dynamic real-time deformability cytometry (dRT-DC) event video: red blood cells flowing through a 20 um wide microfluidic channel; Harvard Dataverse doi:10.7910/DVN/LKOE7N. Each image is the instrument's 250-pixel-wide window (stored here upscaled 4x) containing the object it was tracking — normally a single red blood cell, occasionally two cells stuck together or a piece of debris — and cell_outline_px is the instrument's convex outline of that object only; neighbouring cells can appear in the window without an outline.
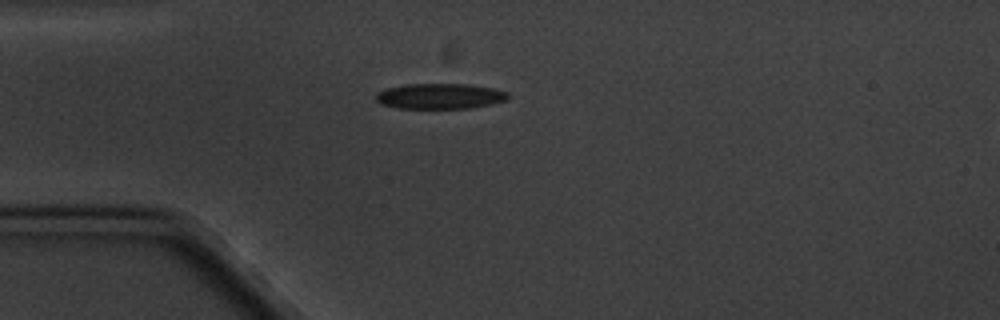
{"species": "common noctule bat (a hibernating species)", "species_latin": "Nyctalus noctula", "temperature_condition": "cold", "stored_images_in_passage": 8, "camera_frame_rate_fps": 3000, "um_per_image_px": 0.085, "animal": {"sex": "male", "body_mass_g": 20.1, "forearm_length_mm": 53.5}, "frame": {"image": 1, "passage_image": 1, "time_ms": 0.0, "image_size_px": [1000, 320], "cell_outline_px": [[508, 96], [504, 100], [492, 104], [472, 108], [396, 108], [380, 104], [376, 100], [376, 92], [384, 88], [404, 84], [468, 84], [492, 88], [508, 92]], "centroid_in_image_um": [37.33, 8.17], "position_along_channel_um": 47.7, "area_um2": 19.71}}
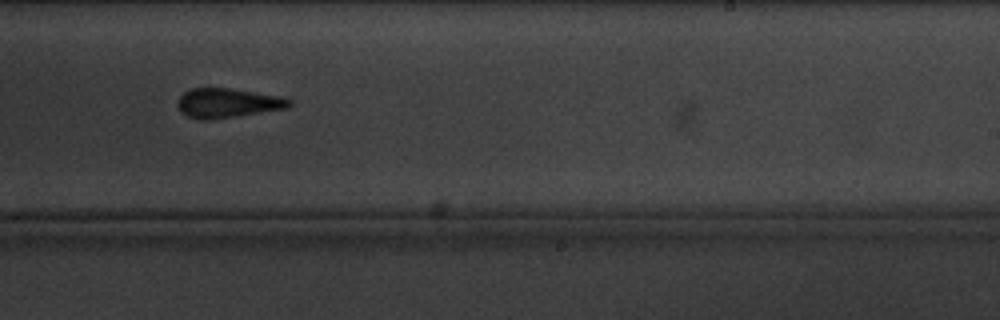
{"frame": {"image": 2, "passage_image": 7, "time_ms": 7.0, "image_size_px": [1000, 320], "cell_outline_px": [[292, 104], [288, 108], [212, 120], [200, 120], [188, 116], [180, 112], [176, 104], [176, 100], [184, 92], [192, 88], [228, 88], [284, 96], [292, 100]], "centroid_in_image_um": [19.35, 8.76], "position_along_channel_um": 269.7, "area_um2": 19.48}}